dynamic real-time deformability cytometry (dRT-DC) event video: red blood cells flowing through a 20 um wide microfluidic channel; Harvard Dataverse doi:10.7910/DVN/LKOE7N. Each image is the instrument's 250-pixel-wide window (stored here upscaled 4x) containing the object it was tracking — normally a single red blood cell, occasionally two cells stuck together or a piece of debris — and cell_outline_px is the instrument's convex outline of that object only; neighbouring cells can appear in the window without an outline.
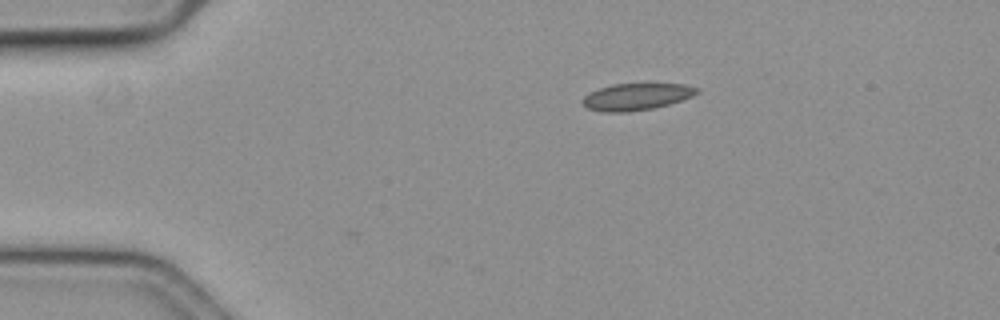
{"species": "common noctule bat (a hibernating species)", "species_latin": "Nyctalus noctula", "temperature_condition": "cold", "stored_images_in_passage": 2, "camera_frame_rate_fps": 3000, "um_per_image_px": 0.085, "animal": {"sex": "female", "body_mass_g": 19.3, "forearm_length_mm": 54.1}, "frame": {"image": 1, "passage_image": 2, "time_ms": 0.333, "image_size_px": [1000, 320], "cell_outline_px": [[700, 92], [692, 96], [668, 104], [652, 108], [628, 112], [604, 112], [588, 108], [580, 100], [584, 96], [600, 88], [612, 84], [644, 80], [684, 84], [700, 88]], "centroid_in_image_um": [54.16, 8.15], "position_along_channel_um": 30.8, "area_um2": 18.73}}